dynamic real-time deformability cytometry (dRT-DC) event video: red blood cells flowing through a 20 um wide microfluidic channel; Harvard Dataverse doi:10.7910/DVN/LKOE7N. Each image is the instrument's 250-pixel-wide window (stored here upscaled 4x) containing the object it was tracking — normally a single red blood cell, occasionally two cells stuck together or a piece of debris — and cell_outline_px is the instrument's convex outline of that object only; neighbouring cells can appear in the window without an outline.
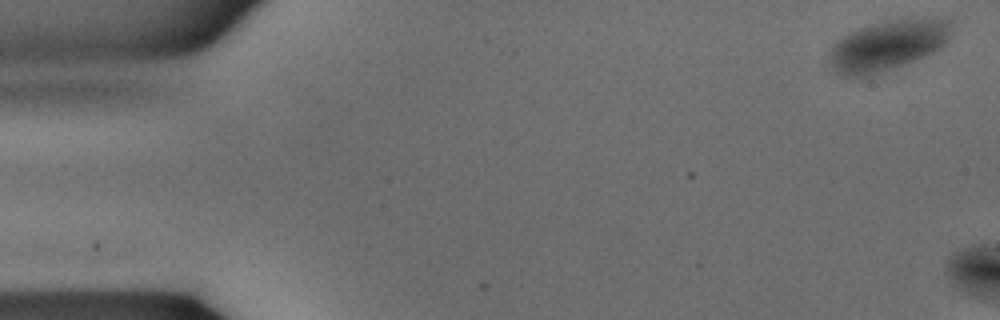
{"species": "common noctule bat (a hibernating species)", "species_latin": "Nyctalus noctula", "temperature_condition": "warm", "stored_images_in_passage": 4, "camera_frame_rate_fps": 3000, "um_per_image_px": 0.085, "animal": {"sex": "male", "body_mass_g": 15.6}, "frame": {"image": 1, "passage_image": 1, "time_ms": 0.0, "image_size_px": [1000, 320], "cell_outline_px": [[948, 40], [940, 48], [924, 56], [904, 64], [868, 76], [844, 76], [836, 72], [832, 64], [832, 48], [836, 40], [860, 28], [884, 20], [904, 16], [936, 16], [948, 20]], "centroid_in_image_um": [75.51, 3.79], "position_along_channel_um": 9.5, "area_um2": 35.66}}